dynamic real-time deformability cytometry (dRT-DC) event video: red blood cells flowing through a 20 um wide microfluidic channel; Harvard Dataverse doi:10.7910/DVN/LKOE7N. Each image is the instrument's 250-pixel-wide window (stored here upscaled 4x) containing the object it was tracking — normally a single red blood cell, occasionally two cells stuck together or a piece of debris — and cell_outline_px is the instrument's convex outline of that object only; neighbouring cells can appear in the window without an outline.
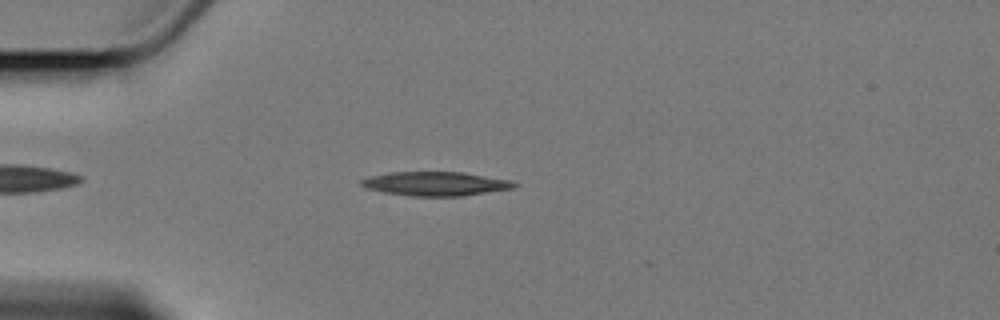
{"species": "Egyptian fruit bat (a non-hibernating species)", "species_latin": "Rousettus aegyptiacus", "temperature_condition": "cold", "stored_images_in_passage": 3, "camera_frame_rate_fps": 3000, "um_per_image_px": 0.085, "animal": {"sex": "female"}, "frame": {"image": 1, "passage_image": 3, "time_ms": 2.667, "image_size_px": [1000, 320], "cell_outline_px": [[520, 184], [512, 188], [464, 196], [416, 196], [384, 192], [368, 188], [360, 184], [360, 180], [372, 176], [388, 172], [464, 172], [508, 180]], "centroid_in_image_um": [37.04, 15.61], "position_along_channel_um": 48.0, "area_um2": 21.15}}